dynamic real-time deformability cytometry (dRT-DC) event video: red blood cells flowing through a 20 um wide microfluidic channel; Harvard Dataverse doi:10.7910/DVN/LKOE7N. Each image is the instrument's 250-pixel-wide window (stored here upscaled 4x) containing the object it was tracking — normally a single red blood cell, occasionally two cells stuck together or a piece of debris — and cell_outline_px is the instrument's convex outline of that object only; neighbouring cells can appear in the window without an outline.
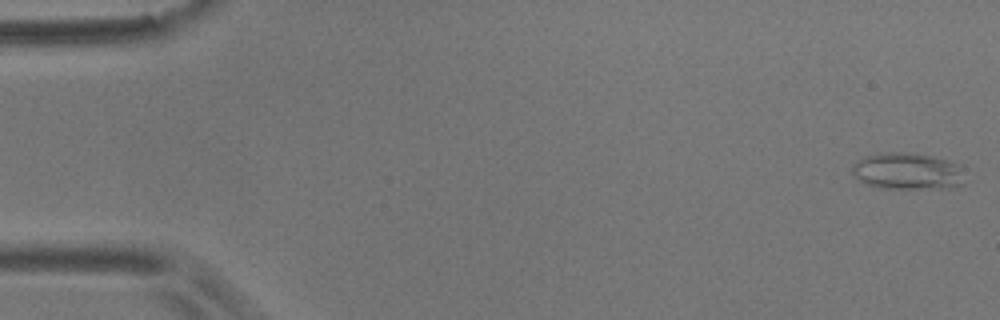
{"species": "common noctule bat (a hibernating species)", "species_latin": "Nyctalus noctula", "temperature_condition": "room temperature", "stored_images_in_passage": 10, "camera_frame_rate_fps": 3000, "um_per_image_px": 0.085, "animal": {"sex": "male", "body_mass_g": 17.9}, "frame": {"image": 1, "passage_image": 1, "time_ms": 0.0, "image_size_px": [1000, 320], "cell_outline_px": [[964, 184], [948, 188], [880, 188], [868, 184], [860, 180], [852, 172], [852, 164], [864, 156], [888, 152], [896, 152], [928, 156], [948, 160], [956, 164]], "centroid_in_image_um": [77.07, 14.56], "position_along_channel_um": 7.9, "area_um2": 23.47}}
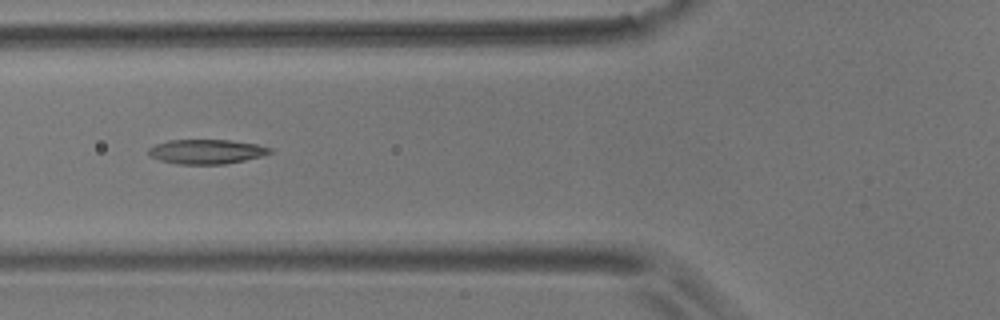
{"frame": {"image": 2, "passage_image": 7, "time_ms": 2.0, "image_size_px": [1000, 320], "cell_outline_px": [[272, 152], [260, 156], [244, 160], [224, 164], [176, 164], [160, 160], [152, 156], [148, 152], [148, 148], [156, 144], [168, 140], [228, 140], [256, 144], [272, 148]], "centroid_in_image_um": [17.53, 12.88], "position_along_channel_um": 108.3, "area_um2": 17.17}}
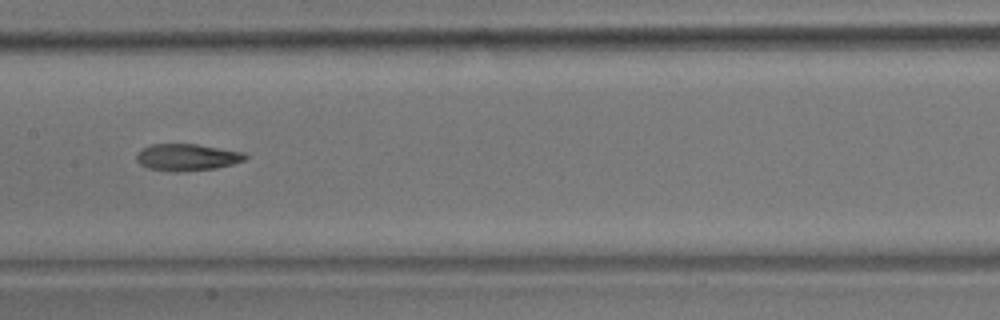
{"frame": {"image": 3, "passage_image": 9, "time_ms": 2.667, "image_size_px": [1000, 320], "cell_outline_px": [[248, 156], [244, 160], [232, 164], [216, 168], [180, 172], [172, 172], [148, 168], [140, 164], [136, 160], [136, 152], [152, 144], [196, 144], [244, 152]], "centroid_in_image_um": [15.88, 13.37], "position_along_channel_um": 191.5, "area_um2": 17.05}}